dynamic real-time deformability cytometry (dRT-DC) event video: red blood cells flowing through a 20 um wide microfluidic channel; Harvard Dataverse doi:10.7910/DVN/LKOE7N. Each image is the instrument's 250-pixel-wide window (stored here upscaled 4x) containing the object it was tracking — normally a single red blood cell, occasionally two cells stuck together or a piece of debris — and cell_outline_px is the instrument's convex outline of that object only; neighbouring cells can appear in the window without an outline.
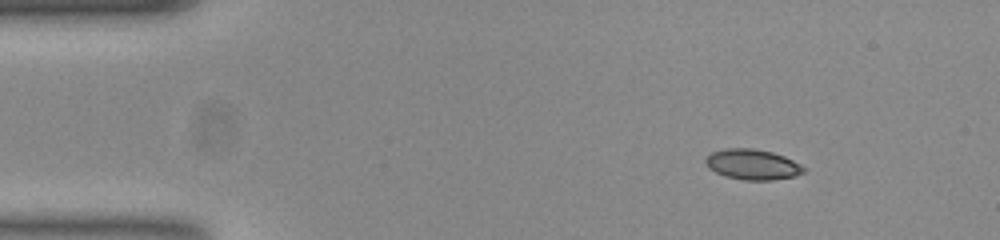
{"species": "common noctule bat (a hibernating species)", "species_latin": "Nyctalus noctula", "temperature_condition": "room temperature", "stored_images_in_passage": 48, "camera_frame_rate_fps": 3000, "um_per_image_px": 0.085, "animal": {"sex": "female", "body_mass_g": 23.0, "forearm_length_mm": 53.4}, "frame": {"image": 1, "passage_image": 1, "time_ms": 0.0, "image_size_px": [1000, 240], "cell_outline_px": [[804, 172], [792, 176], [772, 180], [744, 180], [724, 176], [708, 168], [704, 160], [712, 152], [728, 148], [752, 148], [772, 152], [784, 156], [800, 164], [804, 168]], "centroid_in_image_um": [63.93, 13.98], "position_along_channel_um": 21.1, "area_um2": 17.22}}
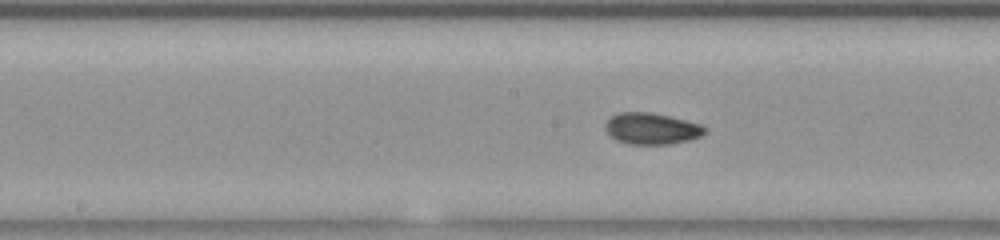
{"frame": {"image": 2, "passage_image": 21, "time_ms": 6.667, "image_size_px": [1000, 240], "cell_outline_px": [[708, 132], [700, 136], [688, 140], [668, 144], [628, 144], [616, 140], [608, 132], [604, 124], [612, 116], [620, 112], [652, 112], [700, 124], [708, 128]], "centroid_in_image_um": [55.41, 10.93], "position_along_channel_um": 192.8, "area_um2": 18.09}}
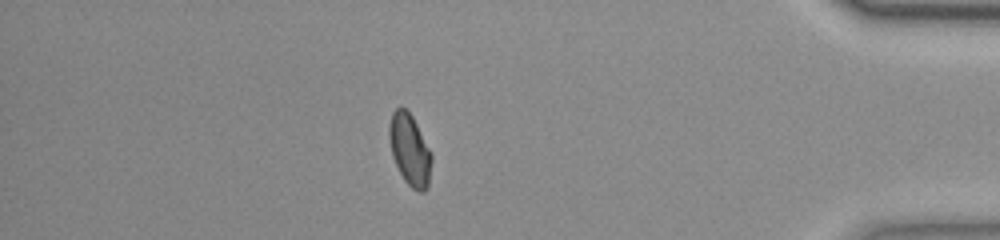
{"frame": {"image": 3, "passage_image": 41, "time_ms": 13.333, "image_size_px": [1000, 240], "cell_outline_px": [[432, 160], [428, 188], [424, 192], [420, 192], [412, 188], [404, 180], [392, 156], [388, 136], [388, 128], [392, 112], [400, 104], [408, 108], [432, 152]], "centroid_in_image_um": [34.83, 12.68], "position_along_channel_um": 400.4, "area_um2": 18.09}, "authors_computed_cell_mechanics": {"area_um2": 17.6868, "velocity_mm_per_s": 3.7634, "shape_relaxation_time_tau1_ms": 7.3623, "shape_relaxation_time_tau2_ms": 1.2202, "deformation_change_tau1": 0.1375, "deformation_change_tau2": 0.0381}}